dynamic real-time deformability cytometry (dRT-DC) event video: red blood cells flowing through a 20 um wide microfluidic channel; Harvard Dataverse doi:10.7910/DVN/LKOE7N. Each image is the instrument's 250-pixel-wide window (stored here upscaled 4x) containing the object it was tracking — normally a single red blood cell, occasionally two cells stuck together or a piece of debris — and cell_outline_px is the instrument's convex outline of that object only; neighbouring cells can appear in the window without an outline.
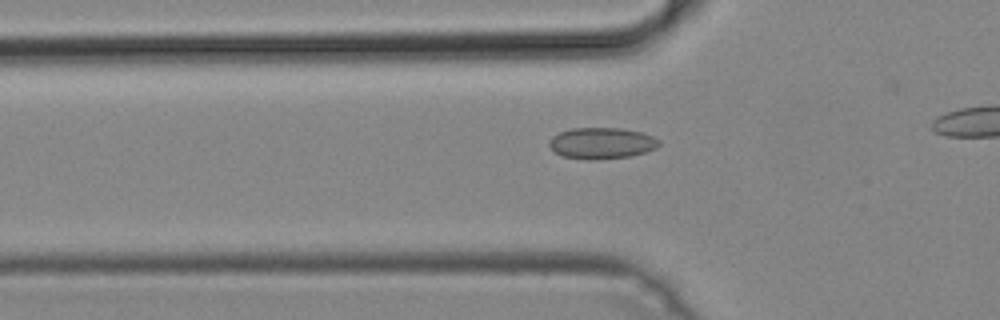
{"species": "common noctule bat (a hibernating species)", "species_latin": "Nyctalus noctula", "temperature_condition": "cold", "stored_images_in_passage": 31, "camera_frame_rate_fps": 3000, "um_per_image_px": 0.085, "animal": {"sex": "male", "body_mass_g": 19.2, "forearm_length_mm": 51.8}, "frame": {"image": 1, "passage_image": 9, "time_ms": 2.667, "image_size_px": [1000, 320], "cell_outline_px": [[660, 144], [656, 148], [632, 156], [592, 160], [588, 160], [560, 156], [548, 144], [548, 140], [552, 136], [560, 132], [572, 128], [620, 128], [640, 132], [652, 136], [660, 140]], "centroid_in_image_um": [51.12, 12.17], "position_along_channel_um": 74.7, "area_um2": 20.06}}
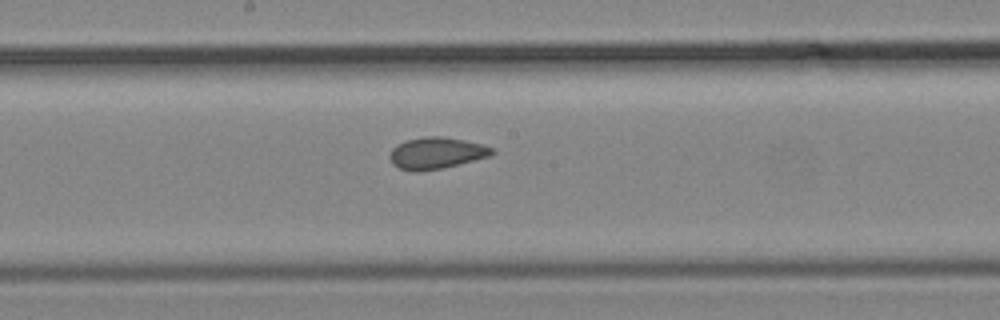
{"frame": {"image": 2, "passage_image": 19, "time_ms": 6.0, "image_size_px": [1000, 320], "cell_outline_px": [[496, 152], [492, 156], [444, 168], [420, 172], [412, 172], [400, 168], [392, 164], [388, 156], [392, 148], [396, 144], [408, 140], [424, 136], [440, 136], [464, 140], [484, 144], [496, 148]], "centroid_in_image_um": [37.13, 13.02], "position_along_channel_um": 211.1, "area_um2": 19.31}}
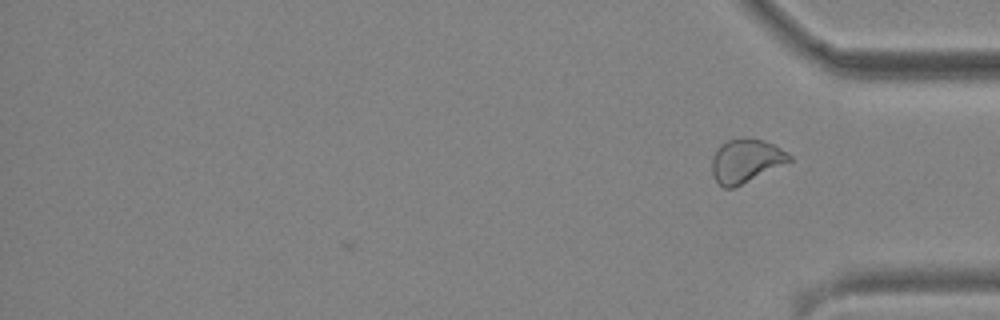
{"frame": {"image": 3, "passage_image": 31, "time_ms": 10.0, "image_size_px": [1000, 320], "cell_outline_px": [[792, 160], [736, 188], [724, 188], [716, 180], [712, 172], [712, 156], [720, 144], [728, 140], [744, 136], [760, 140], [772, 144], [788, 152], [792, 156]], "centroid_in_image_um": [63.39, 13.67], "position_along_channel_um": 371.8, "area_um2": 19.77}}